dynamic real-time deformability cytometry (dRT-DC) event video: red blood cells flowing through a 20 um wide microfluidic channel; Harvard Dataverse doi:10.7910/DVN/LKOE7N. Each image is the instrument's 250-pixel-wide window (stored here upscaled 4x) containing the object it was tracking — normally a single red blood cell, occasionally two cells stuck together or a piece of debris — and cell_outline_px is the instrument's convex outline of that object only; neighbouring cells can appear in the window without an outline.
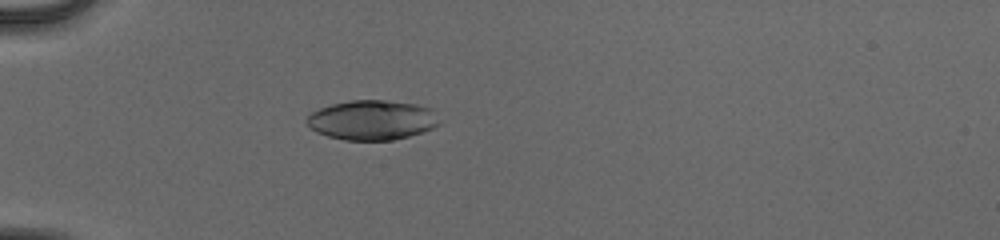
{"species": "human", "species_latin": "Homo sapiens", "temperature_condition": "cold", "stored_images_in_passage": 37, "camera_frame_rate_fps": 3000, "um_per_image_px": 0.085, "donor": {"sex": "male"}, "frame": {"image": 1, "passage_image": 1, "time_ms": 0.0, "image_size_px": [1000, 240], "cell_outline_px": [[440, 124], [432, 128], [408, 136], [392, 140], [344, 140], [328, 136], [316, 132], [304, 120], [312, 112], [320, 108], [332, 104], [352, 100], [384, 100], [416, 104], [432, 108]], "centroid_in_image_um": [31.61, 10.2], "position_along_channel_um": 53.4, "area_um2": 30.52}}
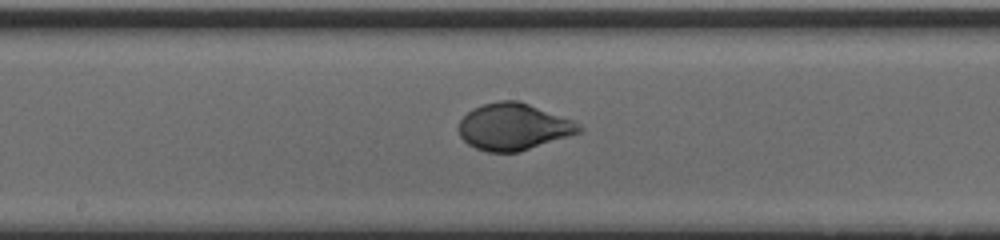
{"frame": {"image": 2, "passage_image": 14, "time_ms": 4.333, "image_size_px": [1000, 240], "cell_outline_px": [[584, 128], [580, 132], [520, 152], [488, 152], [476, 148], [468, 144], [460, 136], [456, 128], [460, 120], [472, 108], [484, 104], [500, 100], [520, 100], [572, 120], [580, 124]], "centroid_in_image_um": [43.62, 10.77], "position_along_channel_um": 204.6, "area_um2": 32.89}}
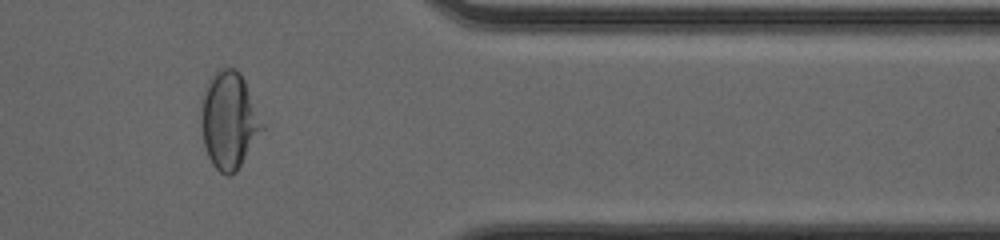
{"frame": {"image": 3, "passage_image": 29, "time_ms": 9.333, "image_size_px": [1000, 240], "cell_outline_px": [[264, 128], [236, 172], [228, 176], [220, 172], [212, 164], [208, 156], [204, 144], [200, 120], [200, 104], [208, 84], [212, 76], [220, 68], [236, 68], [240, 72], [244, 80]], "centroid_in_image_um": [19.44, 10.25], "position_along_channel_um": 392.0, "area_um2": 33.93}, "authors_computed_cell_mechanics": {"area_um2": 33.0038, "velocity_mm_per_s": 3.9815, "shape_relaxation_time_tau1_ms": 3.7347, "shape_relaxation_time_tau2_ms": null, "deformation_change_tau1": 0.1979, "deformation_change_tau2": null}}